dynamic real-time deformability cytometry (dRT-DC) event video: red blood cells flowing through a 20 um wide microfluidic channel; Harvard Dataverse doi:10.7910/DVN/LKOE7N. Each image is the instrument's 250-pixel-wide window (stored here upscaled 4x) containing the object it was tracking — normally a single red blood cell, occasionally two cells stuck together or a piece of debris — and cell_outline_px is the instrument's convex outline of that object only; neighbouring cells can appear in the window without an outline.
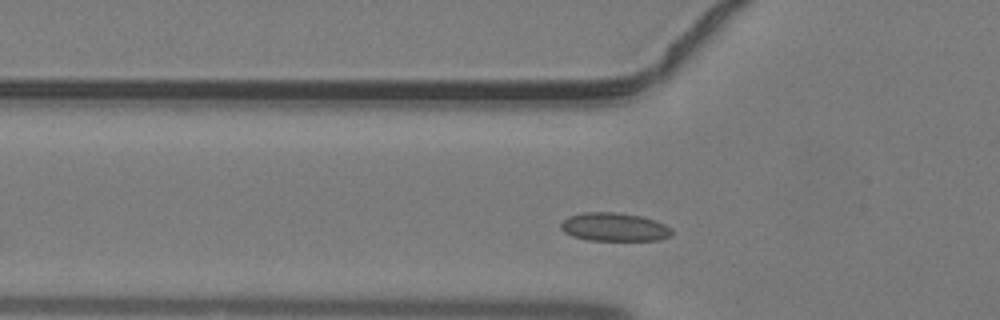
{"species": "common noctule bat (a hibernating species)", "species_latin": "Nyctalus noctula", "temperature_condition": "warm", "stored_images_in_passage": 33, "camera_frame_rate_fps": 3000, "um_per_image_px": 0.085, "animal": {"sex": "male", "body_mass_g": 19.2, "forearm_length_mm": 51.8}, "frame": {"image": 1, "passage_image": 2, "time_ms": 0.333, "image_size_px": [1000, 320], "cell_outline_px": [[672, 236], [660, 240], [588, 240], [572, 236], [564, 232], [560, 228], [560, 224], [568, 216], [584, 212], [616, 212], [640, 216], [656, 220], [672, 228]], "centroid_in_image_um": [52.22, 19.3], "position_along_channel_um": 73.6, "area_um2": 18.5}}
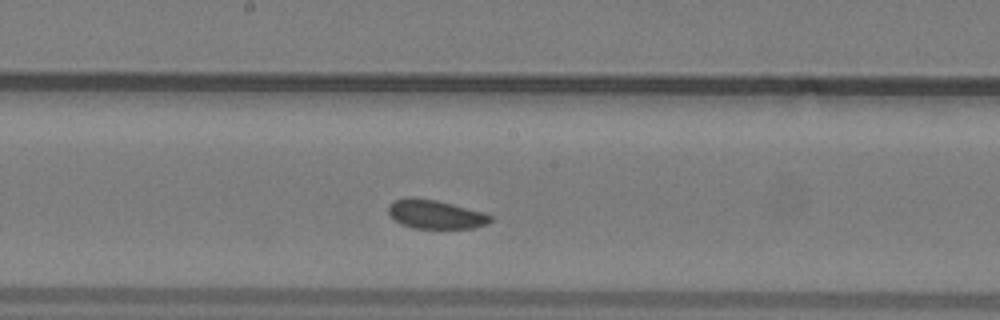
{"frame": {"image": 2, "passage_image": 11, "time_ms": 3.333, "image_size_px": [1000, 320], "cell_outline_px": [[492, 220], [488, 224], [472, 228], [412, 228], [400, 224], [388, 212], [388, 204], [392, 200], [408, 196], [436, 200], [484, 212], [492, 216]], "centroid_in_image_um": [36.99, 18.21], "position_along_channel_um": 211.2, "area_um2": 17.28}}
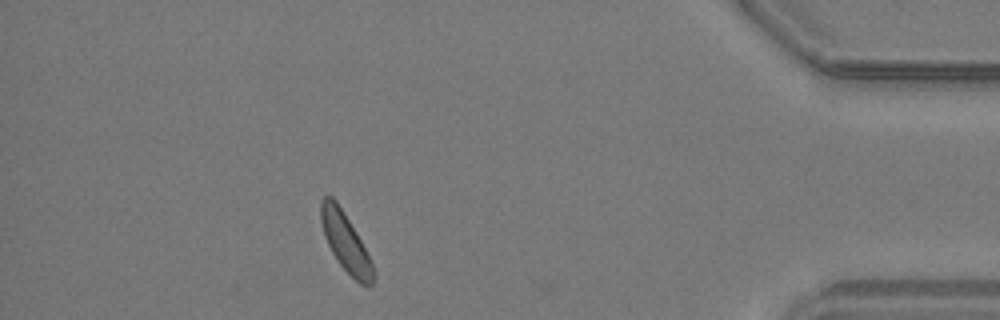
{"frame": {"image": 3, "passage_image": 27, "time_ms": 8.667, "image_size_px": [1000, 320], "cell_outline_px": [[376, 276], [372, 284], [368, 288], [360, 284], [340, 264], [332, 252], [324, 236], [320, 220], [320, 200], [324, 196], [332, 196], [336, 200], [344, 212], [356, 232], [372, 264]], "centroid_in_image_um": [29.35, 20.57], "position_along_channel_um": 405.8, "area_um2": 17.69}}